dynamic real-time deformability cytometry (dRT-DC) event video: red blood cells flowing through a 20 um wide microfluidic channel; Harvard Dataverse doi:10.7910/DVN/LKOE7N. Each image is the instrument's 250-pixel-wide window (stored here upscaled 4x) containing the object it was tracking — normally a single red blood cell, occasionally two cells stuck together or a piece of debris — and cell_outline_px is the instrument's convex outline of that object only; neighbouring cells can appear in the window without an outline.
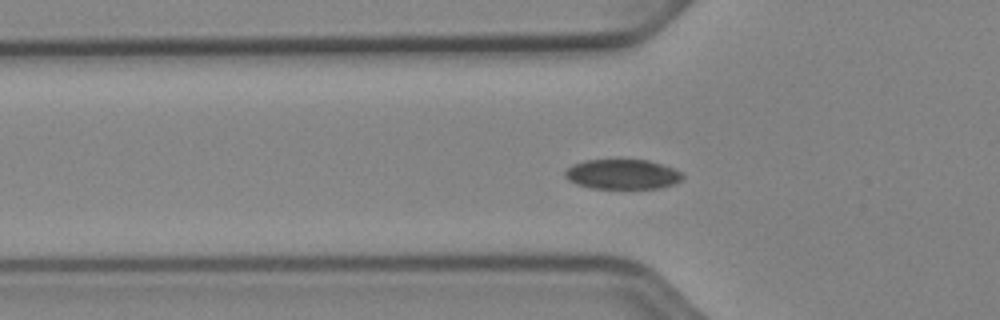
{"species": "Egyptian fruit bat (a non-hibernating species)", "species_latin": "Rousettus aegyptiacus", "temperature_condition": "cold", "stored_images_in_passage": 43, "camera_frame_rate_fps": 3000, "um_per_image_px": 0.085, "animal": {"sex": "female"}, "frame": {"image": 1, "passage_image": 7, "time_ms": 2.0, "image_size_px": [1000, 320], "cell_outline_px": [[684, 176], [676, 184], [660, 188], [592, 188], [576, 184], [568, 180], [564, 176], [564, 172], [572, 164], [588, 160], [648, 160], [672, 168], [680, 172]], "centroid_in_image_um": [52.89, 14.82], "position_along_channel_um": 72.9, "area_um2": 20.35}}
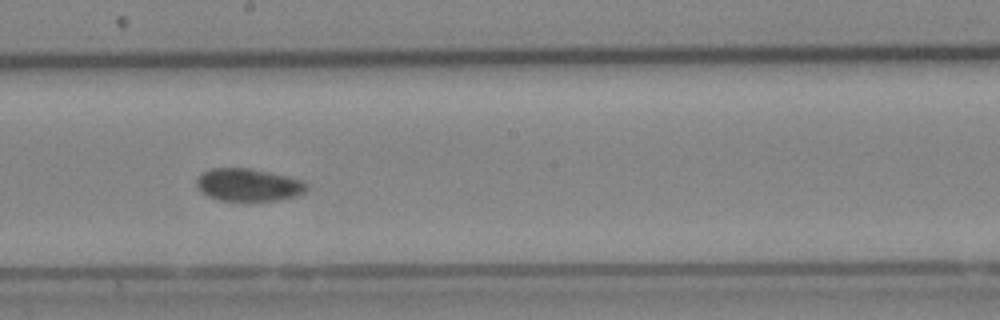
{"frame": {"image": 2, "passage_image": 19, "time_ms": 6.0, "image_size_px": [1000, 320], "cell_outline_px": [[308, 188], [304, 192], [296, 196], [276, 200], [220, 200], [208, 196], [196, 184], [196, 180], [204, 172], [212, 168], [248, 168], [268, 172], [304, 180], [308, 184]], "centroid_in_image_um": [21.16, 15.71], "position_along_channel_um": 227.0, "area_um2": 20.58}}
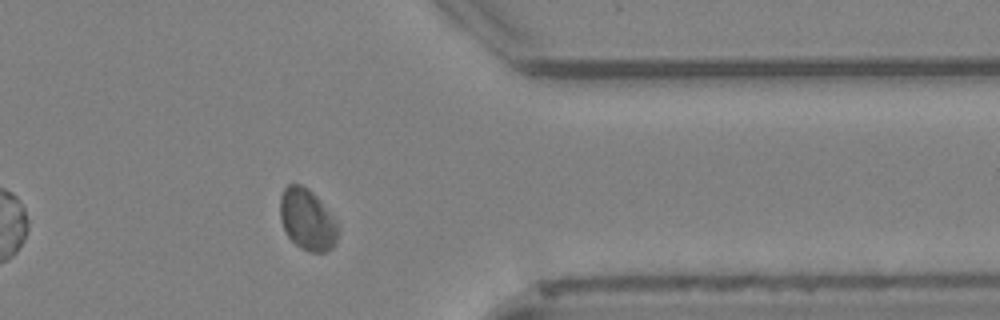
{"frame": {"image": 3, "passage_image": 32, "time_ms": 10.333, "image_size_px": [1000, 320], "cell_outline_px": [[336, 244], [332, 248], [324, 252], [308, 252], [300, 248], [288, 236], [280, 220], [280, 196], [284, 188], [288, 184], [300, 184], [308, 188], [316, 196], [332, 216], [336, 224]], "centroid_in_image_um": [26.08, 18.66], "position_along_channel_um": 385.3, "area_um2": 20.4}, "authors_computed_cell_mechanics": {"area_um2": 21.3282, "velocity_mm_per_s": 3.8705, "shape_relaxation_time_tau1_ms": 7.0915, "shape_relaxation_time_tau2_ms": 3.8747, "deformation_change_tau1": 0.1037, "deformation_change_tau2": 0.0549}}